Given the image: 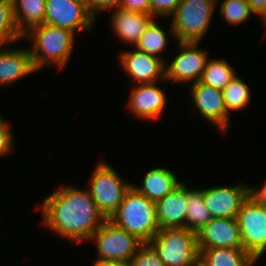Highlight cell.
<instances>
[{"label": "cell", "mask_w": 266, "mask_h": 266, "mask_svg": "<svg viewBox=\"0 0 266 266\" xmlns=\"http://www.w3.org/2000/svg\"><path fill=\"white\" fill-rule=\"evenodd\" d=\"M249 196L266 208V181L260 188L249 187Z\"/></svg>", "instance_id": "33"}, {"label": "cell", "mask_w": 266, "mask_h": 266, "mask_svg": "<svg viewBox=\"0 0 266 266\" xmlns=\"http://www.w3.org/2000/svg\"><path fill=\"white\" fill-rule=\"evenodd\" d=\"M130 266H165L149 243H143L129 261Z\"/></svg>", "instance_id": "28"}, {"label": "cell", "mask_w": 266, "mask_h": 266, "mask_svg": "<svg viewBox=\"0 0 266 266\" xmlns=\"http://www.w3.org/2000/svg\"><path fill=\"white\" fill-rule=\"evenodd\" d=\"M116 169L107 161H98L91 174L89 191L97 208L106 219L117 211L132 182L123 180Z\"/></svg>", "instance_id": "6"}, {"label": "cell", "mask_w": 266, "mask_h": 266, "mask_svg": "<svg viewBox=\"0 0 266 266\" xmlns=\"http://www.w3.org/2000/svg\"><path fill=\"white\" fill-rule=\"evenodd\" d=\"M260 20L263 22L262 25L265 27L264 35L266 36V12L261 16Z\"/></svg>", "instance_id": "36"}, {"label": "cell", "mask_w": 266, "mask_h": 266, "mask_svg": "<svg viewBox=\"0 0 266 266\" xmlns=\"http://www.w3.org/2000/svg\"><path fill=\"white\" fill-rule=\"evenodd\" d=\"M109 220L129 234L135 235L143 243H148L160 229L155 202L132 186Z\"/></svg>", "instance_id": "3"}, {"label": "cell", "mask_w": 266, "mask_h": 266, "mask_svg": "<svg viewBox=\"0 0 266 266\" xmlns=\"http://www.w3.org/2000/svg\"><path fill=\"white\" fill-rule=\"evenodd\" d=\"M122 0H88L91 14L97 18L102 11L120 8Z\"/></svg>", "instance_id": "31"}, {"label": "cell", "mask_w": 266, "mask_h": 266, "mask_svg": "<svg viewBox=\"0 0 266 266\" xmlns=\"http://www.w3.org/2000/svg\"><path fill=\"white\" fill-rule=\"evenodd\" d=\"M0 115V158L14 150V133L9 123Z\"/></svg>", "instance_id": "29"}, {"label": "cell", "mask_w": 266, "mask_h": 266, "mask_svg": "<svg viewBox=\"0 0 266 266\" xmlns=\"http://www.w3.org/2000/svg\"><path fill=\"white\" fill-rule=\"evenodd\" d=\"M176 44L178 52L174 54L169 64L167 62L169 60L165 62L166 82L177 84L199 82L210 52L200 47V43L177 42Z\"/></svg>", "instance_id": "8"}, {"label": "cell", "mask_w": 266, "mask_h": 266, "mask_svg": "<svg viewBox=\"0 0 266 266\" xmlns=\"http://www.w3.org/2000/svg\"><path fill=\"white\" fill-rule=\"evenodd\" d=\"M181 0H151V15L155 18L170 17Z\"/></svg>", "instance_id": "30"}, {"label": "cell", "mask_w": 266, "mask_h": 266, "mask_svg": "<svg viewBox=\"0 0 266 266\" xmlns=\"http://www.w3.org/2000/svg\"><path fill=\"white\" fill-rule=\"evenodd\" d=\"M250 5L252 12L255 15H259V19L266 12V0H246Z\"/></svg>", "instance_id": "34"}, {"label": "cell", "mask_w": 266, "mask_h": 266, "mask_svg": "<svg viewBox=\"0 0 266 266\" xmlns=\"http://www.w3.org/2000/svg\"><path fill=\"white\" fill-rule=\"evenodd\" d=\"M186 228L198 233L213 216L207 209L203 197V188L191 189L187 185Z\"/></svg>", "instance_id": "23"}, {"label": "cell", "mask_w": 266, "mask_h": 266, "mask_svg": "<svg viewBox=\"0 0 266 266\" xmlns=\"http://www.w3.org/2000/svg\"><path fill=\"white\" fill-rule=\"evenodd\" d=\"M120 8L126 11L151 14V0H122Z\"/></svg>", "instance_id": "32"}, {"label": "cell", "mask_w": 266, "mask_h": 266, "mask_svg": "<svg viewBox=\"0 0 266 266\" xmlns=\"http://www.w3.org/2000/svg\"><path fill=\"white\" fill-rule=\"evenodd\" d=\"M75 37V33L68 29L44 23L31 28L23 35V40L32 43L28 47L37 71L45 67H56L58 71L67 66L74 50Z\"/></svg>", "instance_id": "2"}, {"label": "cell", "mask_w": 266, "mask_h": 266, "mask_svg": "<svg viewBox=\"0 0 266 266\" xmlns=\"http://www.w3.org/2000/svg\"><path fill=\"white\" fill-rule=\"evenodd\" d=\"M189 96L193 108L199 112L203 119L216 126L222 134L228 132L231 123L230 115L226 112L222 90L215 89L201 82L190 84Z\"/></svg>", "instance_id": "11"}, {"label": "cell", "mask_w": 266, "mask_h": 266, "mask_svg": "<svg viewBox=\"0 0 266 266\" xmlns=\"http://www.w3.org/2000/svg\"><path fill=\"white\" fill-rule=\"evenodd\" d=\"M193 266H204V265L199 261L197 264H195Z\"/></svg>", "instance_id": "37"}, {"label": "cell", "mask_w": 266, "mask_h": 266, "mask_svg": "<svg viewBox=\"0 0 266 266\" xmlns=\"http://www.w3.org/2000/svg\"><path fill=\"white\" fill-rule=\"evenodd\" d=\"M14 45L0 49V86H13L19 79L37 72L29 47Z\"/></svg>", "instance_id": "16"}, {"label": "cell", "mask_w": 266, "mask_h": 266, "mask_svg": "<svg viewBox=\"0 0 266 266\" xmlns=\"http://www.w3.org/2000/svg\"><path fill=\"white\" fill-rule=\"evenodd\" d=\"M199 249H243L240 228L236 218H213L197 233Z\"/></svg>", "instance_id": "15"}, {"label": "cell", "mask_w": 266, "mask_h": 266, "mask_svg": "<svg viewBox=\"0 0 266 266\" xmlns=\"http://www.w3.org/2000/svg\"><path fill=\"white\" fill-rule=\"evenodd\" d=\"M14 19L24 35L31 28L45 22L46 0H12Z\"/></svg>", "instance_id": "21"}, {"label": "cell", "mask_w": 266, "mask_h": 266, "mask_svg": "<svg viewBox=\"0 0 266 266\" xmlns=\"http://www.w3.org/2000/svg\"><path fill=\"white\" fill-rule=\"evenodd\" d=\"M217 0H181L170 16L175 41L199 43L210 29Z\"/></svg>", "instance_id": "5"}, {"label": "cell", "mask_w": 266, "mask_h": 266, "mask_svg": "<svg viewBox=\"0 0 266 266\" xmlns=\"http://www.w3.org/2000/svg\"><path fill=\"white\" fill-rule=\"evenodd\" d=\"M89 241H94L96 244L97 257L94 260L127 262L143 244L135 235L129 234L109 219L90 237Z\"/></svg>", "instance_id": "7"}, {"label": "cell", "mask_w": 266, "mask_h": 266, "mask_svg": "<svg viewBox=\"0 0 266 266\" xmlns=\"http://www.w3.org/2000/svg\"><path fill=\"white\" fill-rule=\"evenodd\" d=\"M243 249L257 261L266 251V208L250 196L237 214Z\"/></svg>", "instance_id": "9"}, {"label": "cell", "mask_w": 266, "mask_h": 266, "mask_svg": "<svg viewBox=\"0 0 266 266\" xmlns=\"http://www.w3.org/2000/svg\"><path fill=\"white\" fill-rule=\"evenodd\" d=\"M238 183L232 186L203 187L205 206L213 218H237L241 205L249 197L250 187L248 183Z\"/></svg>", "instance_id": "13"}, {"label": "cell", "mask_w": 266, "mask_h": 266, "mask_svg": "<svg viewBox=\"0 0 266 266\" xmlns=\"http://www.w3.org/2000/svg\"><path fill=\"white\" fill-rule=\"evenodd\" d=\"M119 65L134 85L166 81L165 62L158 57L133 49L120 52Z\"/></svg>", "instance_id": "12"}, {"label": "cell", "mask_w": 266, "mask_h": 266, "mask_svg": "<svg viewBox=\"0 0 266 266\" xmlns=\"http://www.w3.org/2000/svg\"><path fill=\"white\" fill-rule=\"evenodd\" d=\"M42 225L70 242H88L107 220L87 189L59 186L40 207Z\"/></svg>", "instance_id": "1"}, {"label": "cell", "mask_w": 266, "mask_h": 266, "mask_svg": "<svg viewBox=\"0 0 266 266\" xmlns=\"http://www.w3.org/2000/svg\"><path fill=\"white\" fill-rule=\"evenodd\" d=\"M23 40L13 13L12 0H0V49Z\"/></svg>", "instance_id": "26"}, {"label": "cell", "mask_w": 266, "mask_h": 266, "mask_svg": "<svg viewBox=\"0 0 266 266\" xmlns=\"http://www.w3.org/2000/svg\"><path fill=\"white\" fill-rule=\"evenodd\" d=\"M230 64L223 57L220 59L209 57L199 82L222 90L237 76V72Z\"/></svg>", "instance_id": "24"}, {"label": "cell", "mask_w": 266, "mask_h": 266, "mask_svg": "<svg viewBox=\"0 0 266 266\" xmlns=\"http://www.w3.org/2000/svg\"><path fill=\"white\" fill-rule=\"evenodd\" d=\"M148 243L165 266H193L200 261L197 233L186 227L160 228Z\"/></svg>", "instance_id": "4"}, {"label": "cell", "mask_w": 266, "mask_h": 266, "mask_svg": "<svg viewBox=\"0 0 266 266\" xmlns=\"http://www.w3.org/2000/svg\"><path fill=\"white\" fill-rule=\"evenodd\" d=\"M157 22L159 21L155 18L150 22L134 48L166 62L164 55L162 56L161 54L165 53L164 51L169 45L168 37L170 36V40H175L173 28L171 23H169V29H167L169 31L166 32L164 27H161L162 25ZM167 33L171 35L168 36Z\"/></svg>", "instance_id": "22"}, {"label": "cell", "mask_w": 266, "mask_h": 266, "mask_svg": "<svg viewBox=\"0 0 266 266\" xmlns=\"http://www.w3.org/2000/svg\"><path fill=\"white\" fill-rule=\"evenodd\" d=\"M199 250L200 262L204 266H254L257 264V260L250 253L240 248Z\"/></svg>", "instance_id": "20"}, {"label": "cell", "mask_w": 266, "mask_h": 266, "mask_svg": "<svg viewBox=\"0 0 266 266\" xmlns=\"http://www.w3.org/2000/svg\"><path fill=\"white\" fill-rule=\"evenodd\" d=\"M96 21L89 9L88 0H46V24L65 28L73 33H87L92 31Z\"/></svg>", "instance_id": "10"}, {"label": "cell", "mask_w": 266, "mask_h": 266, "mask_svg": "<svg viewBox=\"0 0 266 266\" xmlns=\"http://www.w3.org/2000/svg\"><path fill=\"white\" fill-rule=\"evenodd\" d=\"M174 171L165 167H155L148 170L141 179V185L132 184L140 194L146 196L153 202H158L168 193L172 192L183 181L178 180Z\"/></svg>", "instance_id": "19"}, {"label": "cell", "mask_w": 266, "mask_h": 266, "mask_svg": "<svg viewBox=\"0 0 266 266\" xmlns=\"http://www.w3.org/2000/svg\"><path fill=\"white\" fill-rule=\"evenodd\" d=\"M155 205L160 228L186 227L187 183L182 182Z\"/></svg>", "instance_id": "17"}, {"label": "cell", "mask_w": 266, "mask_h": 266, "mask_svg": "<svg viewBox=\"0 0 266 266\" xmlns=\"http://www.w3.org/2000/svg\"><path fill=\"white\" fill-rule=\"evenodd\" d=\"M217 6H219V15L231 26L246 22L254 14L246 0H217Z\"/></svg>", "instance_id": "27"}, {"label": "cell", "mask_w": 266, "mask_h": 266, "mask_svg": "<svg viewBox=\"0 0 266 266\" xmlns=\"http://www.w3.org/2000/svg\"><path fill=\"white\" fill-rule=\"evenodd\" d=\"M111 27L119 43L135 47L147 26L154 19L151 14L126 11L122 8L111 9Z\"/></svg>", "instance_id": "18"}, {"label": "cell", "mask_w": 266, "mask_h": 266, "mask_svg": "<svg viewBox=\"0 0 266 266\" xmlns=\"http://www.w3.org/2000/svg\"><path fill=\"white\" fill-rule=\"evenodd\" d=\"M158 83L160 82L137 84L130 89L126 106L132 115L141 120L154 122L163 116L169 99Z\"/></svg>", "instance_id": "14"}, {"label": "cell", "mask_w": 266, "mask_h": 266, "mask_svg": "<svg viewBox=\"0 0 266 266\" xmlns=\"http://www.w3.org/2000/svg\"><path fill=\"white\" fill-rule=\"evenodd\" d=\"M93 266H130L127 261L94 260Z\"/></svg>", "instance_id": "35"}, {"label": "cell", "mask_w": 266, "mask_h": 266, "mask_svg": "<svg viewBox=\"0 0 266 266\" xmlns=\"http://www.w3.org/2000/svg\"><path fill=\"white\" fill-rule=\"evenodd\" d=\"M226 112L242 111L250 104L251 90L244 80L235 76L230 83L222 89Z\"/></svg>", "instance_id": "25"}]
</instances>
